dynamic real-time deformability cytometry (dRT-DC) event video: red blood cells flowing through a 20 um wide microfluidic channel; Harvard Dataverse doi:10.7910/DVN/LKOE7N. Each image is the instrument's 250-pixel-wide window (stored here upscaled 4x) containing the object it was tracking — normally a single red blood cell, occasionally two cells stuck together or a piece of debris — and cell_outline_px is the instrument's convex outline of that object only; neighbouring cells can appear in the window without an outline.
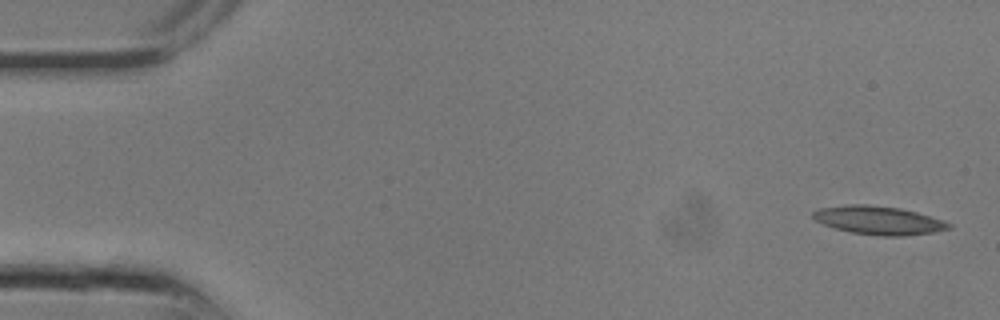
{"species": "common noctule bat (a hibernating species)", "species_latin": "Nyctalus noctula", "temperature_condition": "room temperature", "stored_images_in_passage": 14, "camera_frame_rate_fps": 3000, "um_per_image_px": 0.085, "animal": {"sex": "male", "body_mass_g": 13.3}, "frame": {"image": 1, "passage_image": 1, "time_ms": 0.0, "image_size_px": [1000, 320], "cell_outline_px": [[952, 228], [932, 232], [904, 236], [880, 236], [852, 232], [836, 228], [824, 224], [816, 220], [812, 216], [812, 212], [820, 208], [848, 204], [868, 204], [900, 208], [916, 212], [944, 220], [952, 224]], "centroid_in_image_um": [74.71, 18.72], "position_along_channel_um": 10.3, "area_um2": 22.43}}
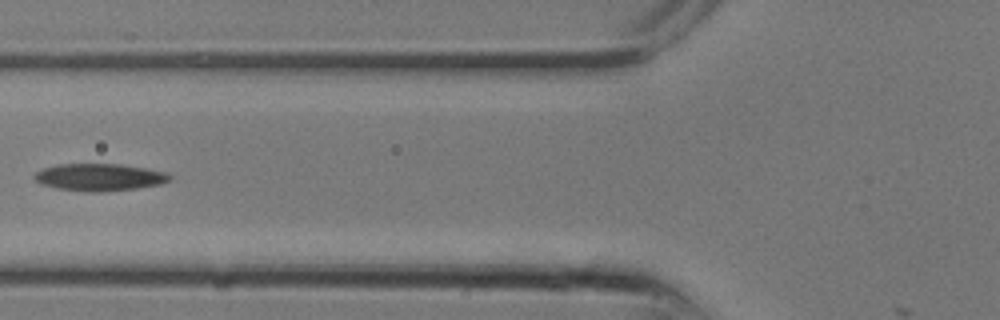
{"frame": {"image": 2, "passage_image": 10, "time_ms": 3.0, "image_size_px": [1000, 320], "cell_outline_px": [[172, 180], [160, 184], [136, 188], [100, 192], [88, 192], [56, 188], [40, 184], [32, 176], [36, 172], [44, 168], [56, 164], [120, 164], [144, 168], [164, 172], [172, 176]], "centroid_in_image_um": [8.43, 15.06], "position_along_channel_um": 117.4, "area_um2": 21.44}}
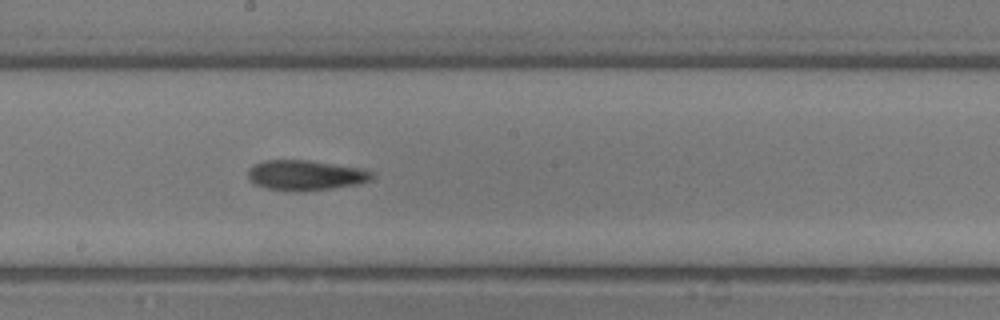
{"frame": {"image": 3, "passage_image": 14, "time_ms": 4.333, "image_size_px": [1000, 320], "cell_outline_px": [[372, 180], [360, 184], [332, 188], [296, 192], [268, 188], [252, 184], [248, 180], [248, 168], [252, 164], [264, 160], [308, 160], [360, 168], [372, 172]], "centroid_in_image_um": [25.92, 14.9], "position_along_channel_um": 222.3, "area_um2": 21.96}}